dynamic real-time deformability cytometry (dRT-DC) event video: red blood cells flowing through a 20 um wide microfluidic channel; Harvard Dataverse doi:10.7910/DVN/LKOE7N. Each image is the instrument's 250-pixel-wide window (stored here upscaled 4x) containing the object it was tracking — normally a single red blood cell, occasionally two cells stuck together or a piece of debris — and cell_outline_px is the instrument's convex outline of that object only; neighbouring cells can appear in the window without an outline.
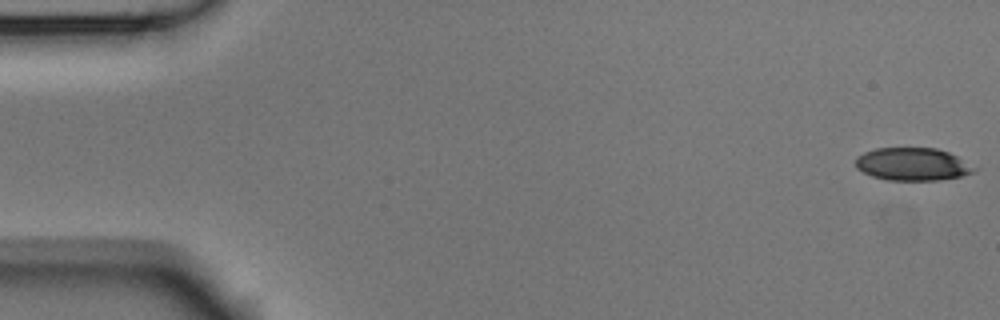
{"species": "Egyptian fruit bat (a non-hibernating species)", "species_latin": "Rousettus aegyptiacus", "temperature_condition": "room temperature", "stored_images_in_passage": 6, "camera_frame_rate_fps": 3000, "um_per_image_px": 0.085, "animal": {"sex": "male"}, "frame": {"image": 1, "passage_image": 1, "time_ms": 0.0, "image_size_px": [1000, 320], "cell_outline_px": [[980, 168], [976, 172], [960, 176], [940, 180], [888, 180], [872, 176], [856, 168], [856, 156], [864, 152], [876, 148], [936, 148], [948, 152]], "centroid_in_image_um": [77.6, 13.96], "position_along_channel_um": 7.4, "area_um2": 22.77}}
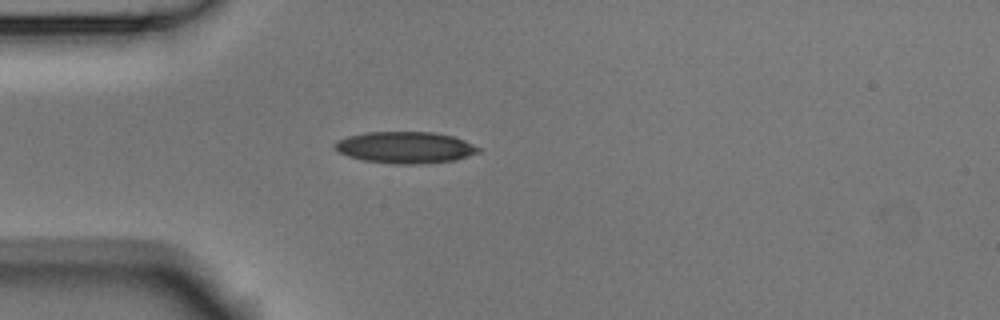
{"frame": {"image": 2, "passage_image": 5, "time_ms": 1.333, "image_size_px": [1000, 320], "cell_outline_px": [[480, 152], [456, 160], [420, 164], [392, 164], [364, 160], [348, 156], [332, 148], [332, 144], [348, 136], [364, 132], [436, 132], [452, 136], [464, 140], [480, 148]], "centroid_in_image_um": [34.44, 12.53], "position_along_channel_um": 50.6, "area_um2": 26.53}}